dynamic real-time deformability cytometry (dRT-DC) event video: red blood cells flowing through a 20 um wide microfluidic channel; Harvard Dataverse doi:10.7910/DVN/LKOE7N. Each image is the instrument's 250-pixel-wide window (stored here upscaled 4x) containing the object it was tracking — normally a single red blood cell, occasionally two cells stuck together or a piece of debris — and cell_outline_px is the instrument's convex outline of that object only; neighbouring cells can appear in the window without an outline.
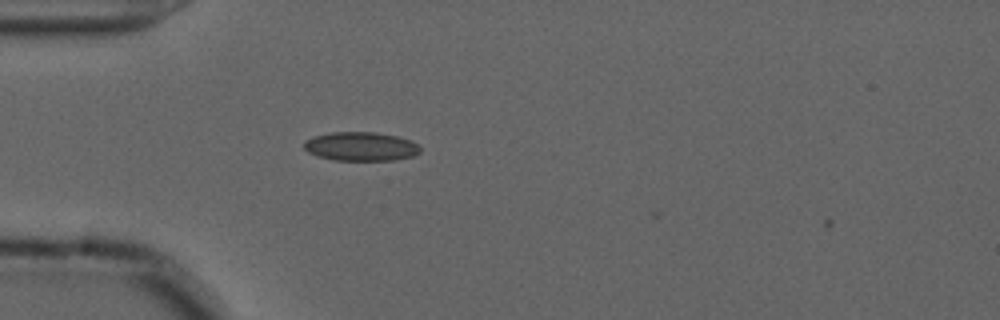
{"species": "common noctule bat (a hibernating species)", "species_latin": "Nyctalus noctula", "temperature_condition": "cold", "stored_images_in_passage": 41, "camera_frame_rate_fps": 3000, "um_per_image_px": 0.085, "animal": {"sex": "male", "forearm_length_mm": 52.5}, "frame": {"image": 1, "passage_image": 2, "time_ms": 0.333, "image_size_px": [1000, 320], "cell_outline_px": [[420, 152], [412, 156], [392, 160], [336, 160], [316, 156], [308, 152], [304, 148], [304, 140], [312, 136], [332, 132], [376, 132], [396, 136], [412, 140], [420, 148]], "centroid_in_image_um": [30.64, 12.44], "position_along_channel_um": 54.4, "area_um2": 19.59}}
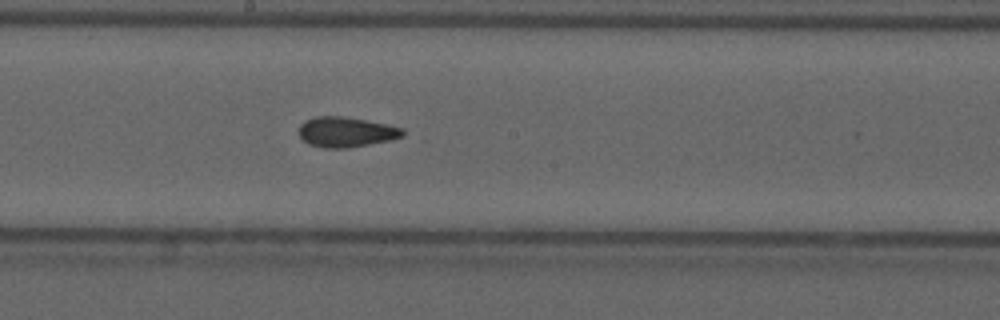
{"frame": {"image": 2, "passage_image": 16, "time_ms": 5.0, "image_size_px": [1000, 320], "cell_outline_px": [[404, 136], [392, 140], [344, 148], [324, 148], [308, 144], [300, 136], [300, 124], [304, 120], [316, 116], [340, 116], [388, 124], [404, 128]], "centroid_in_image_um": [29.43, 11.22], "position_along_channel_um": 218.8, "area_um2": 18.21}}
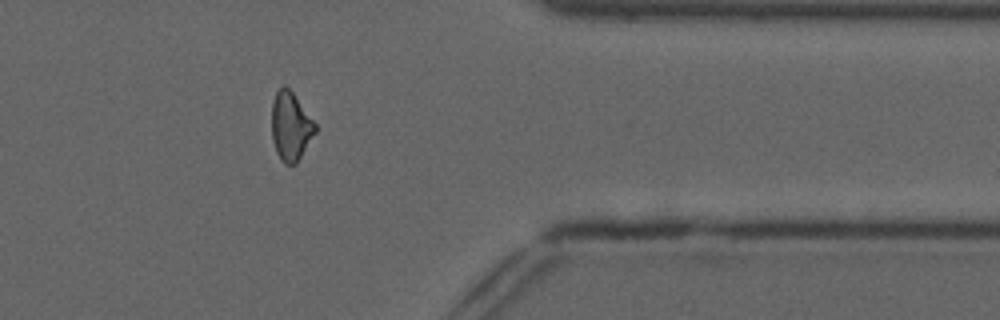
{"frame": {"image": 3, "passage_image": 31, "time_ms": 10.0, "image_size_px": [1000, 320], "cell_outline_px": [[316, 132], [296, 164], [284, 164], [280, 160], [276, 152], [272, 140], [272, 100], [276, 92], [284, 84], [292, 92], [316, 124]], "centroid_in_image_um": [24.69, 10.75], "position_along_channel_um": 386.7, "area_um2": 17.34}}